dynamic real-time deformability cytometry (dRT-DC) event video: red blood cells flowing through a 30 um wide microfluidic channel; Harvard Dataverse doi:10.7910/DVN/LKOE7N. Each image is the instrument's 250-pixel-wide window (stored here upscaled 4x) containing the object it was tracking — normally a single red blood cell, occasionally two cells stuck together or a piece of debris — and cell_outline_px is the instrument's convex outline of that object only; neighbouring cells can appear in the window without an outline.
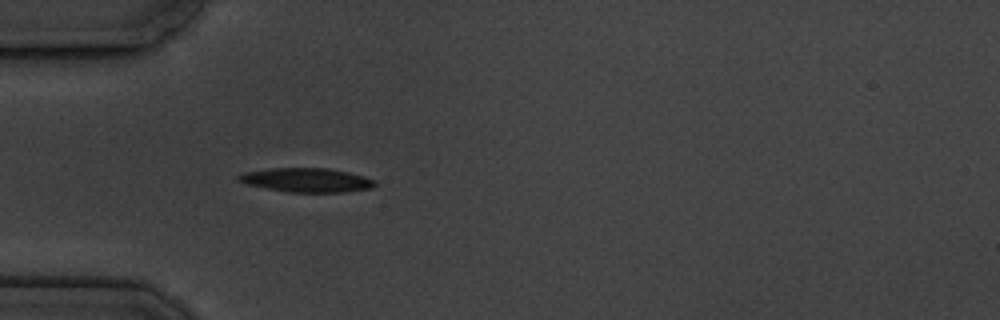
{"species": "common noctule bat (a hibernating species)", "species_latin": "Nyctalus noctula", "temperature_condition": "cold", "stored_images_in_passage": 4, "camera_frame_rate_fps": 3000, "um_per_image_px": 0.085, "animal": {"sex": "male", "body_mass_g": 19.5, "forearm_length_mm": 54.6}, "frame": {"image": 1, "passage_image": 4, "time_ms": 3.667, "image_size_px": [1000, 320], "cell_outline_px": [[376, 184], [372, 188], [344, 192], [288, 192], [248, 184], [236, 180], [236, 176], [244, 172], [272, 168], [324, 168], [348, 172], [364, 176], [376, 180]], "centroid_in_image_um": [26.07, 15.3], "position_along_channel_um": 58.9, "area_um2": 19.02}}